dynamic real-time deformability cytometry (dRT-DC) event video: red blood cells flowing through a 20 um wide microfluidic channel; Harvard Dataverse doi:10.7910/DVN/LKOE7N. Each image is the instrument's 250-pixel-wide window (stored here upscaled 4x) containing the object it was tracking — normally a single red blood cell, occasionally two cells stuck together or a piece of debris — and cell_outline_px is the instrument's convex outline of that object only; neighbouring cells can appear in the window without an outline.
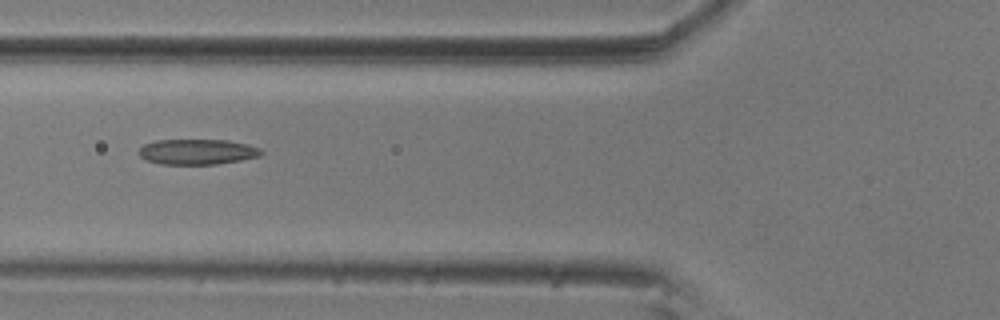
{"species": "common noctule bat (a hibernating species)", "species_latin": "Nyctalus noctula", "temperature_condition": "room temperature", "stored_images_in_passage": 8, "camera_frame_rate_fps": 3000, "um_per_image_px": 0.085, "animal": {"sex": "male", "body_mass_g": 20.5, "forearm_length_mm": 52.5}, "frame": {"image": 1, "passage_image": 6, "time_ms": 1.667, "image_size_px": [1000, 320], "cell_outline_px": [[264, 152], [260, 156], [240, 160], [216, 164], [160, 164], [144, 160], [140, 156], [140, 148], [144, 144], [156, 140], [228, 140], [260, 148]], "centroid_in_image_um": [16.75, 12.9], "position_along_channel_um": 109.0, "area_um2": 18.03}}
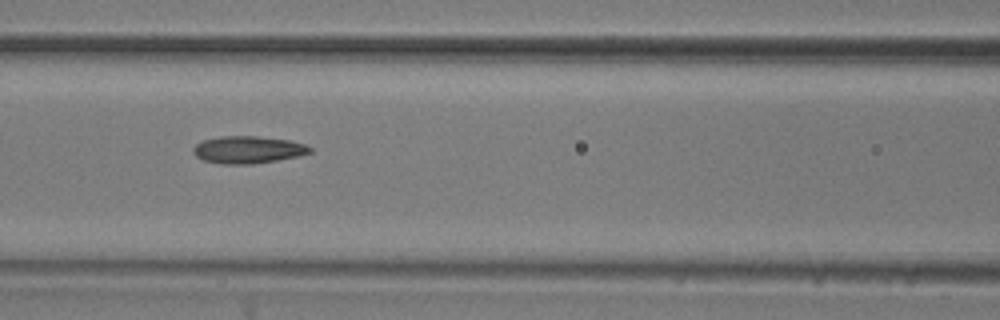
{"frame": {"image": 2, "passage_image": 7, "time_ms": 2.0, "image_size_px": [1000, 320], "cell_outline_px": [[312, 152], [300, 156], [252, 164], [220, 164], [204, 160], [196, 156], [192, 152], [192, 148], [196, 144], [204, 140], [220, 136], [256, 136], [288, 140], [304, 144], [312, 148]], "centroid_in_image_um": [21.07, 12.73], "position_along_channel_um": 145.5, "area_um2": 18.55}}
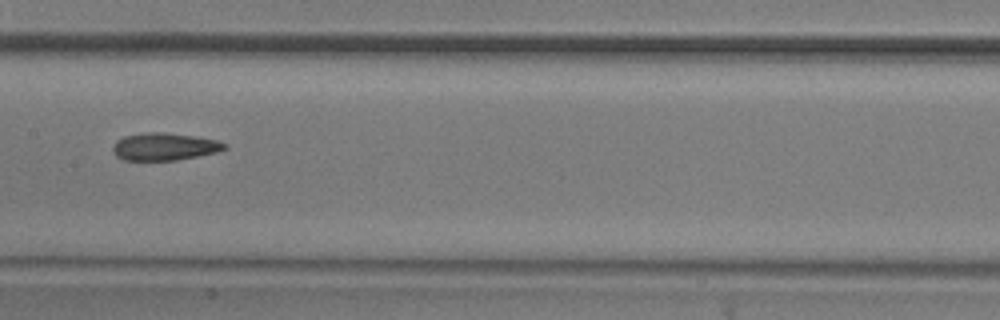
{"frame": {"image": 3, "passage_image": 8, "time_ms": 2.333, "image_size_px": [1000, 320], "cell_outline_px": [[228, 148], [216, 152], [176, 160], [124, 160], [116, 156], [112, 152], [112, 148], [116, 140], [124, 136], [144, 132], [164, 132], [196, 136], [216, 140], [228, 144]], "centroid_in_image_um": [13.96, 12.45], "position_along_channel_um": 193.4, "area_um2": 17.98}}